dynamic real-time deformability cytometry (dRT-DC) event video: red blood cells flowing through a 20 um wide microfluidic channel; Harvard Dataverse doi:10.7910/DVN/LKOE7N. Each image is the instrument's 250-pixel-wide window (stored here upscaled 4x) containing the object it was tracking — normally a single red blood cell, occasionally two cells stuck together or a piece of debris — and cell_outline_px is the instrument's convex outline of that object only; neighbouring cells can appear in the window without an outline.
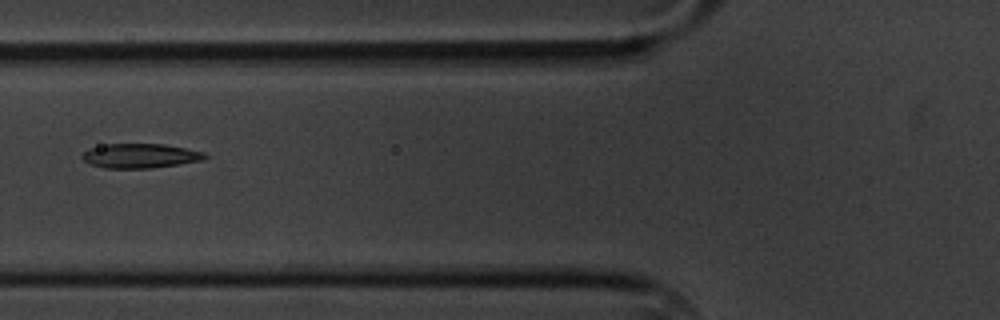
{"species": "common noctule bat (a hibernating species)", "species_latin": "Nyctalus noctula", "temperature_condition": "cold", "stored_images_in_passage": 10, "camera_frame_rate_fps": 3000, "um_per_image_px": 0.085, "animal": {"sex": "male", "body_mass_g": 20.1, "forearm_length_mm": 53.5}, "frame": {"image": 1, "passage_image": 6, "time_ms": 5.667, "image_size_px": [1000, 320], "cell_outline_px": [[208, 156], [204, 160], [152, 168], [104, 168], [92, 164], [84, 160], [80, 156], [88, 148], [108, 144], [164, 144], [204, 152]], "centroid_in_image_um": [11.92, 13.24], "position_along_channel_um": 113.9, "area_um2": 17.4}}
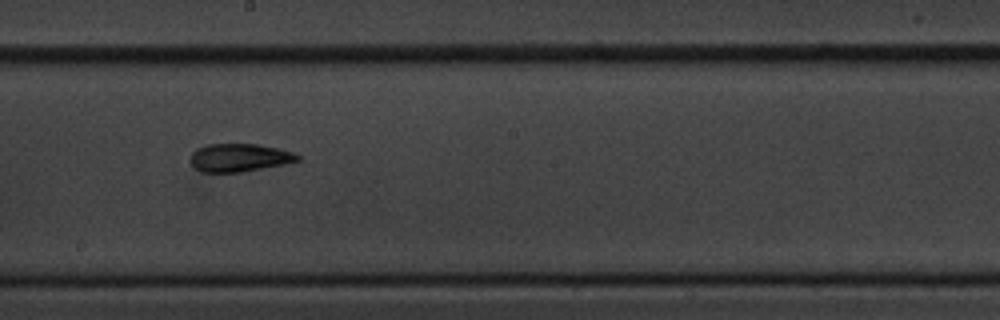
{"frame": {"image": 2, "passage_image": 9, "time_ms": 9.0, "image_size_px": [1000, 320], "cell_outline_px": [[300, 160], [284, 164], [240, 172], [204, 172], [196, 168], [192, 164], [192, 152], [196, 148], [208, 144], [256, 144], [276, 148], [292, 152], [300, 156]], "centroid_in_image_um": [20.34, 13.39], "position_along_channel_um": 227.9, "area_um2": 17.22}}
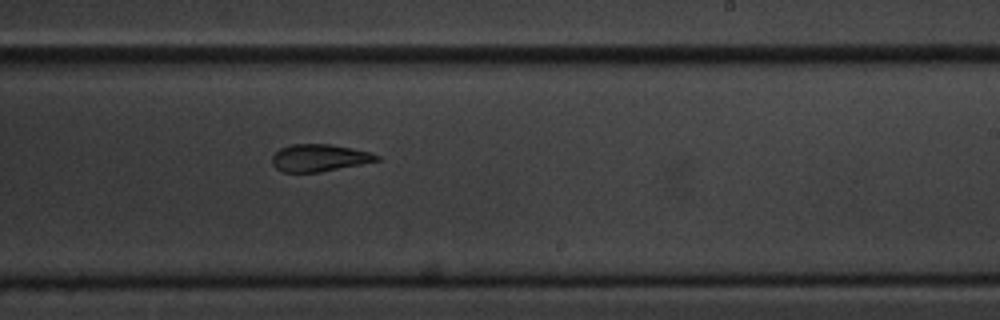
{"frame": {"image": 3, "passage_image": 10, "time_ms": 10.0, "image_size_px": [1000, 320], "cell_outline_px": [[380, 160], [320, 172], [284, 172], [276, 168], [272, 164], [272, 156], [280, 148], [292, 144], [328, 144], [352, 148], [368, 152], [380, 156]], "centroid_in_image_um": [27.11, 13.41], "position_along_channel_um": 261.9, "area_um2": 16.42}}